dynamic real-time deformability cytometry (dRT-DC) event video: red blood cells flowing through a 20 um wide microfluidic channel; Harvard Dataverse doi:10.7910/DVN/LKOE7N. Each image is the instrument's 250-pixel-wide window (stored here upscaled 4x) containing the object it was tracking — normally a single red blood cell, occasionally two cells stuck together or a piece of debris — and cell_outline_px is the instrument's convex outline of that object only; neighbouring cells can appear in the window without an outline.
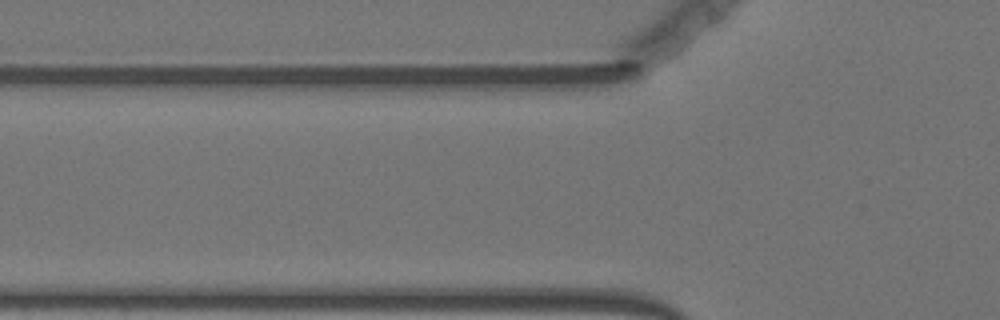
{"species": "Egyptian fruit bat (a non-hibernating species)", "species_latin": "Rousettus aegyptiacus", "temperature_condition": "warm", "stored_images_in_passage": 3, "camera_frame_rate_fps": 3000, "um_per_image_px": 0.085, "animal": {"sex": "female"}, "frame": {"image": 1, "passage_image": 2, "time_ms": 0.333, "image_size_px": [1000, 320], "cell_outline_px": [[732, 28], [728, 40], [708, 68], [672, 92], [660, 84], [720, 28]], "centroid_in_image_um": [59.33, 5.14], "position_along_channel_um": 66.5, "area_um2": 10.52}}